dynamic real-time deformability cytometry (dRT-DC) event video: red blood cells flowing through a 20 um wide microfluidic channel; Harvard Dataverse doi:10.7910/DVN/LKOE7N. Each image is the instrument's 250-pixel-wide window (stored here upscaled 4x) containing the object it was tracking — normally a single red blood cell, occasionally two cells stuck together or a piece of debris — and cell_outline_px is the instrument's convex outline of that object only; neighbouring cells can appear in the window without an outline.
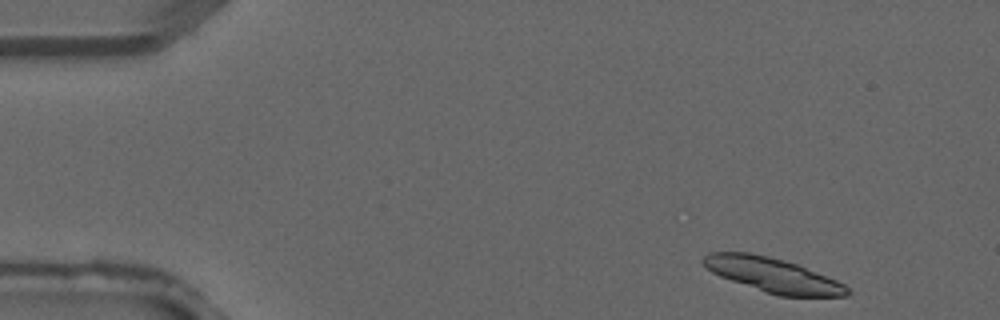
{"species": "common noctule bat (a hibernating species)", "species_latin": "Nyctalus noctula", "temperature_condition": "warm", "stored_images_in_passage": 5, "camera_frame_rate_fps": 3000, "um_per_image_px": 0.085, "animal": {"sex": "male", "forearm_length_mm": 52.5}, "frame": {"image": 1, "passage_image": 1, "time_ms": 0.0, "image_size_px": [1000, 320], "cell_outline_px": [[852, 292], [848, 296], [780, 296], [764, 292], [720, 276], [712, 272], [700, 260], [708, 252], [748, 252], [768, 256], [784, 260], [796, 264], [836, 280], [844, 284]], "centroid_in_image_um": [65.68, 23.38], "position_along_channel_um": 19.3, "area_um2": 28.67}}